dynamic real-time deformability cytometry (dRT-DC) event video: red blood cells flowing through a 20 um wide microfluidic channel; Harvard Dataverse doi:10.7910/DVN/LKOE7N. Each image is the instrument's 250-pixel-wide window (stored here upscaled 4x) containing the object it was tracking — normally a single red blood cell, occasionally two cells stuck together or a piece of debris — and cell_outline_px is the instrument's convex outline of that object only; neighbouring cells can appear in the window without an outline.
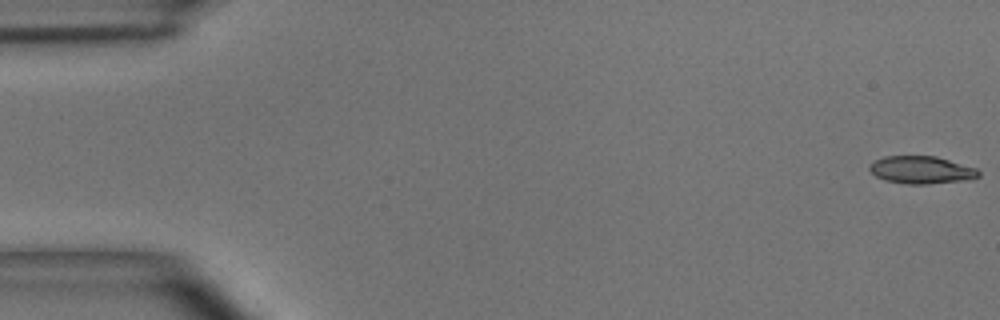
{"species": "common noctule bat (a hibernating species)", "species_latin": "Nyctalus noctula", "temperature_condition": "room temperature", "stored_images_in_passage": 9, "camera_frame_rate_fps": 3000, "um_per_image_px": 0.085, "animal": {"sex": "male", "body_mass_g": 15.6}, "frame": {"image": 1, "passage_image": 1, "time_ms": 0.0, "image_size_px": [1000, 320], "cell_outline_px": [[980, 176], [972, 180], [928, 184], [908, 184], [884, 180], [876, 176], [868, 168], [876, 160], [884, 156], [936, 156], [976, 168], [980, 172]], "centroid_in_image_um": [78.37, 14.45], "position_along_channel_um": 6.6, "area_um2": 17.57}}